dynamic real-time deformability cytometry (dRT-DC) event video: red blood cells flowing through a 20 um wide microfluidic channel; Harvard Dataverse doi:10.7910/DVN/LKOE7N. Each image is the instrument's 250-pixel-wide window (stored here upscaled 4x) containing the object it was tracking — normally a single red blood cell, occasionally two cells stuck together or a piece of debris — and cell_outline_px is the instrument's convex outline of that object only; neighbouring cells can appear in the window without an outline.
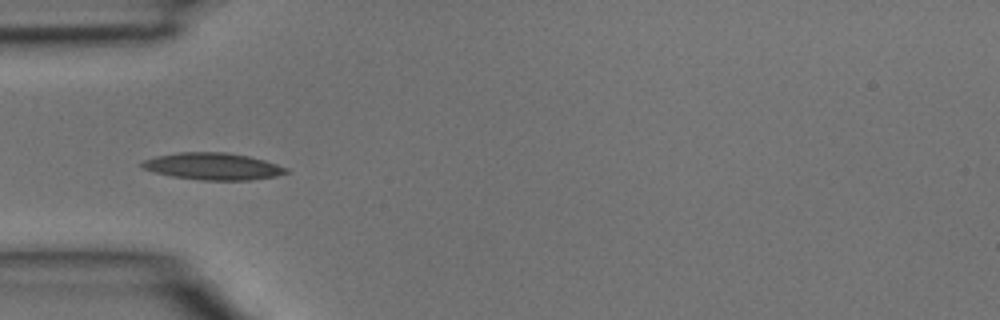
{"species": "common noctule bat (a hibernating species)", "species_latin": "Nyctalus noctula", "temperature_condition": "room temperature", "stored_images_in_passage": 3, "camera_frame_rate_fps": 3000, "um_per_image_px": 0.085, "animal": {"sex": "male", "body_mass_g": 15.6}, "frame": {"image": 1, "passage_image": 3, "time_ms": 0.667, "image_size_px": [1000, 320], "cell_outline_px": [[292, 172], [276, 176], [252, 180], [200, 180], [172, 176], [156, 172], [144, 168], [140, 164], [144, 160], [156, 156], [176, 152], [224, 152], [248, 156], [264, 160], [288, 168]], "centroid_in_image_um": [18.14, 14.14], "position_along_channel_um": 66.9, "area_um2": 22.6}}